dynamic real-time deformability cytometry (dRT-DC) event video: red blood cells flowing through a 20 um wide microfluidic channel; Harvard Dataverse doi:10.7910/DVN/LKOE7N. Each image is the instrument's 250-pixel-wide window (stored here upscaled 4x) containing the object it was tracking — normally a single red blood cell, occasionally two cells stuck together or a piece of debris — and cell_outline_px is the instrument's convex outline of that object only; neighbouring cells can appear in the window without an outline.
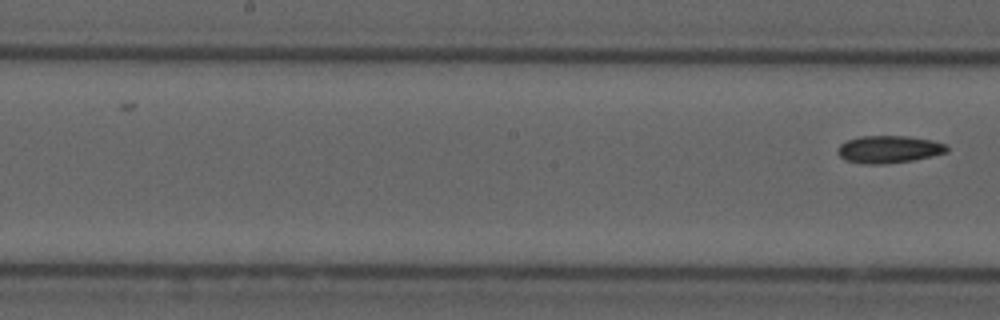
{"species": "common noctule bat (a hibernating species)", "species_latin": "Nyctalus noctula", "temperature_condition": "cold", "stored_images_in_passage": 5, "segment_of_instrument_passage": [2, 2], "camera_frame_rate_fps": 3000, "um_per_image_px": 0.085, "animal": {"sex": "male", "forearm_length_mm": 52.5}, "frame": {"image": 1, "passage_image": 5, "time_ms": 1.333, "image_size_px": [1000, 320], "cell_outline_px": [[948, 152], [912, 160], [884, 164], [864, 164], [844, 160], [836, 152], [840, 144], [848, 140], [860, 136], [908, 136], [932, 140], [948, 144]], "centroid_in_image_um": [75.55, 12.69], "position_along_channel_um": 172.7, "area_um2": 17.51}}